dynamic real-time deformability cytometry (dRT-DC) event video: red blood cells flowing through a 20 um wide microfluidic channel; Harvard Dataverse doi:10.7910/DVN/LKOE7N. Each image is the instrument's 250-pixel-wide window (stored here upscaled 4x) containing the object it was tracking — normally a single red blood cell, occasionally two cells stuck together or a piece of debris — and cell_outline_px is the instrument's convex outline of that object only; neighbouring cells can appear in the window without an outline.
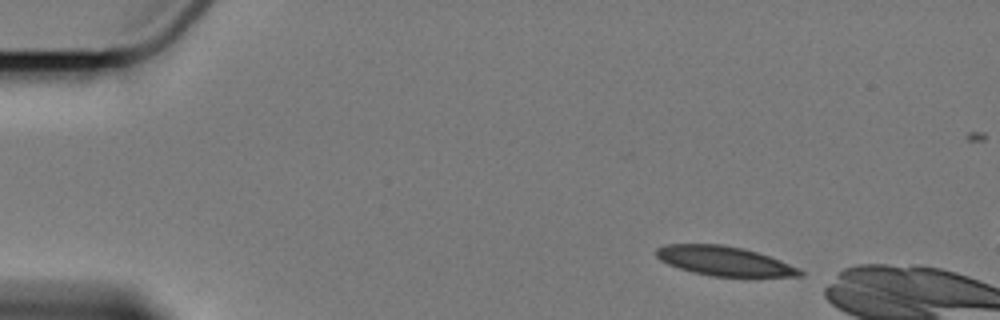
{"species": "Egyptian fruit bat (a non-hibernating species)", "species_latin": "Rousettus aegyptiacus", "temperature_condition": "cold", "stored_images_in_passage": 3, "camera_frame_rate_fps": 3000, "um_per_image_px": 0.085, "animal": {"sex": "female"}, "frame": {"image": 1, "passage_image": 1, "time_ms": 0.0, "image_size_px": [1000, 320], "cell_outline_px": [[804, 276], [712, 276], [692, 272], [668, 264], [660, 260], [656, 256], [656, 248], [664, 244], [720, 244], [744, 248], [780, 260], [800, 268], [804, 272]], "centroid_in_image_um": [61.55, 22.18], "position_along_channel_um": 23.4, "area_um2": 24.51}}